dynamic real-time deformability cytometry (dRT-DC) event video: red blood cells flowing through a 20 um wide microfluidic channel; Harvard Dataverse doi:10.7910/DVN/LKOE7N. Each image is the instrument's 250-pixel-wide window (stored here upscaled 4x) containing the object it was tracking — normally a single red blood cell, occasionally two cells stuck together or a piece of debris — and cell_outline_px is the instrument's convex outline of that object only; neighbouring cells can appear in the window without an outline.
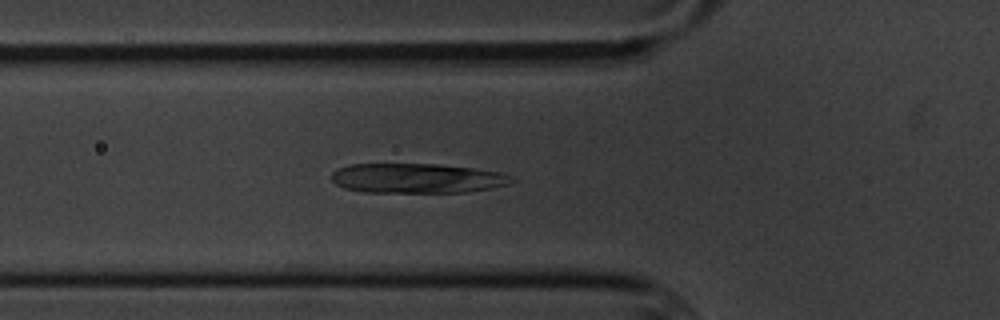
{"species": "common noctule bat (a hibernating species)", "species_latin": "Nyctalus noctula", "temperature_condition": "cold", "stored_images_in_passage": 5, "camera_frame_rate_fps": 3000, "um_per_image_px": 0.085, "animal": {"sex": "male", "body_mass_g": 20.1, "forearm_length_mm": 53.5}, "frame": {"image": 1, "passage_image": 5, "time_ms": 5.667, "image_size_px": [1000, 320], "cell_outline_px": [[516, 180], [508, 184], [492, 188], [468, 192], [364, 192], [344, 188], [336, 184], [332, 180], [332, 172], [348, 164], [440, 164], [472, 168], [500, 172]], "centroid_in_image_um": [35.44, 15.15], "position_along_channel_um": 90.4, "area_um2": 31.15}}